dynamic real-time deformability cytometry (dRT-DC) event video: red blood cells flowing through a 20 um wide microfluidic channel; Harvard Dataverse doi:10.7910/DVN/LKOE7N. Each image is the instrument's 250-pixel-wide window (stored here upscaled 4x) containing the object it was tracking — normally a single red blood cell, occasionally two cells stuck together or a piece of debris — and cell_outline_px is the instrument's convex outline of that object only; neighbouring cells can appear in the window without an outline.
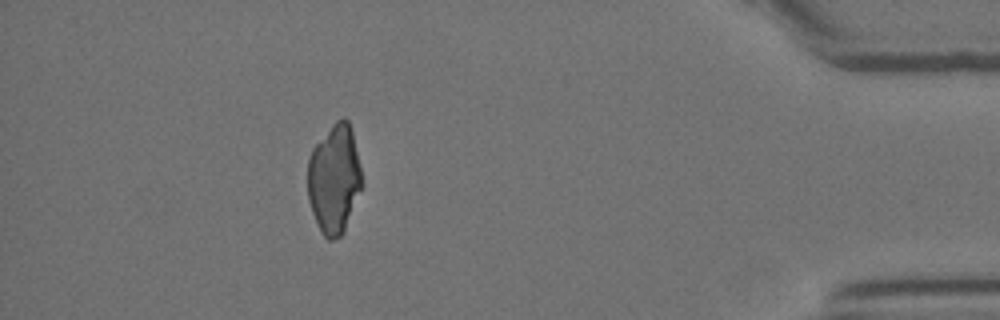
{"species": "Egyptian fruit bat (a non-hibernating species)", "species_latin": "Rousettus aegyptiacus", "temperature_condition": "room temperature", "stored_images_in_passage": 43, "camera_frame_rate_fps": 3000, "um_per_image_px": 0.085, "animal": {"sex": "female"}, "frame": {"image": 1, "passage_image": 38, "time_ms": 12.333, "image_size_px": [1000, 320], "cell_outline_px": [[364, 184], [344, 232], [340, 236], [332, 240], [328, 240], [324, 236], [312, 212], [308, 200], [308, 160], [312, 148], [332, 124], [336, 120], [344, 116], [348, 120], [352, 132]], "centroid_in_image_um": [28.42, 15.21], "position_along_channel_um": 406.8, "area_um2": 34.56}}